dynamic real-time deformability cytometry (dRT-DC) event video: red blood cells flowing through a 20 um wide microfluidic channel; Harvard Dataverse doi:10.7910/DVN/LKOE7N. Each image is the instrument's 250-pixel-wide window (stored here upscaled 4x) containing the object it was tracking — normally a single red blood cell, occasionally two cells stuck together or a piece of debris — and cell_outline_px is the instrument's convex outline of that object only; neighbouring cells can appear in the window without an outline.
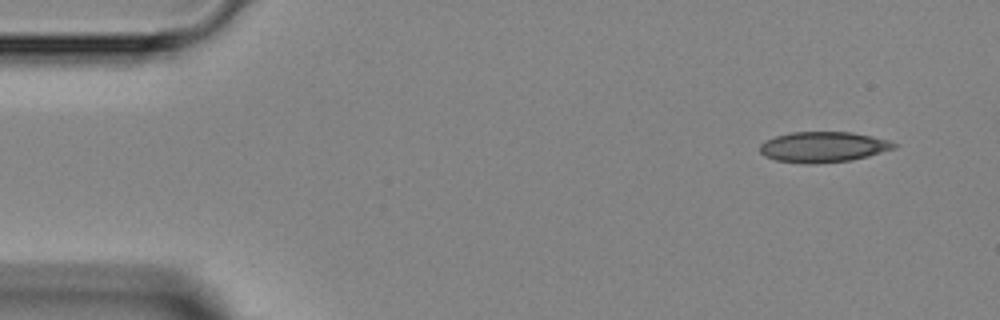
{"species": "Egyptian fruit bat (a non-hibernating species)", "species_latin": "Rousettus aegyptiacus", "temperature_condition": "room temperature", "stored_images_in_passage": 6, "camera_frame_rate_fps": 3000, "um_per_image_px": 0.085, "animal": {"sex": "female"}, "frame": {"image": 1, "passage_image": 1, "time_ms": 0.0, "image_size_px": [1000, 320], "cell_outline_px": [[900, 144], [896, 148], [868, 156], [852, 160], [812, 164], [804, 164], [776, 160], [764, 156], [760, 152], [760, 144], [764, 140], [776, 136], [792, 132], [852, 132], [872, 136], [888, 140]], "centroid_in_image_um": [69.98, 12.49], "position_along_channel_um": 15.0, "area_um2": 24.04}}
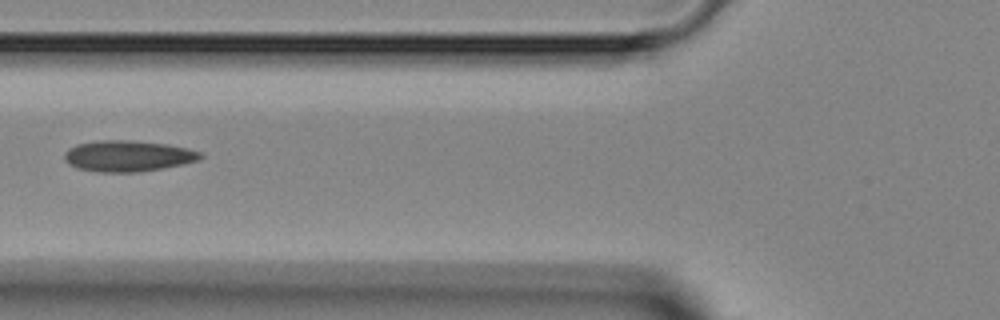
{"frame": {"image": 2, "passage_image": 5, "time_ms": 4.667, "image_size_px": [1000, 320], "cell_outline_px": [[204, 156], [200, 160], [184, 164], [164, 168], [140, 172], [96, 172], [76, 168], [68, 164], [64, 160], [64, 152], [68, 148], [76, 144], [100, 140], [128, 140], [168, 144], [188, 148], [200, 152]], "centroid_in_image_um": [10.86, 13.26], "position_along_channel_um": 114.9, "area_um2": 24.97}}
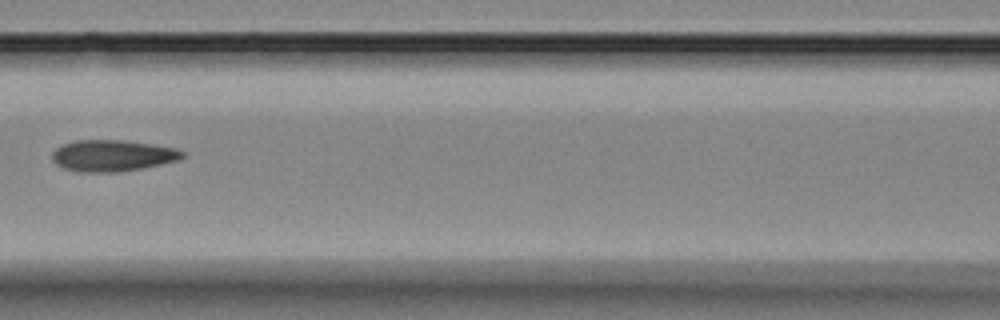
{"frame": {"image": 3, "passage_image": 6, "time_ms": 5.667, "image_size_px": [1000, 320], "cell_outline_px": [[184, 156], [180, 160], [140, 168], [116, 172], [84, 172], [64, 168], [56, 164], [52, 160], [52, 152], [56, 148], [64, 144], [76, 140], [124, 140], [152, 144], [176, 148], [184, 152]], "centroid_in_image_um": [9.56, 13.22], "position_along_channel_um": 157.0, "area_um2": 23.7}}